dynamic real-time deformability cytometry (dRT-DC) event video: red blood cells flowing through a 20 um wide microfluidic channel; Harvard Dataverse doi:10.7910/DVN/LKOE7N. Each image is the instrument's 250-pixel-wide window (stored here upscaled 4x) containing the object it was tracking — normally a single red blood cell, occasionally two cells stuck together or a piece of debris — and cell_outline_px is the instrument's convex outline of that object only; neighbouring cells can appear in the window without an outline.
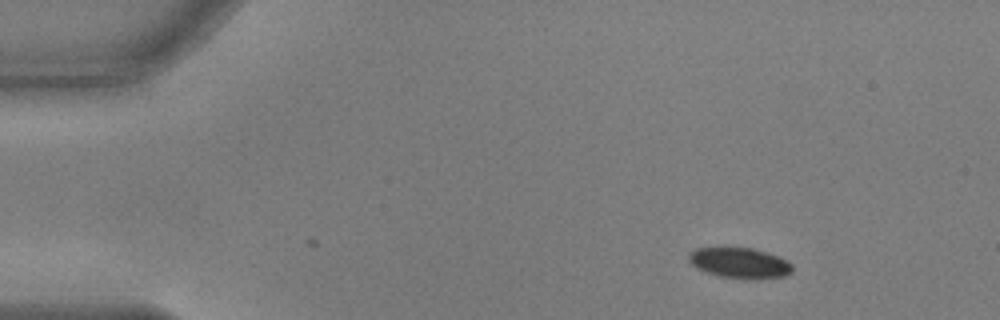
{"species": "common noctule bat (a hibernating species)", "species_latin": "Nyctalus noctula", "temperature_condition": "warm", "stored_images_in_passage": 49, "camera_frame_rate_fps": 3000, "um_per_image_px": 0.085, "animal": {"sex": "male", "body_mass_g": 17.9, "forearm_length_mm": 54.2}, "frame": {"image": 1, "passage_image": 1, "time_ms": 0.0, "image_size_px": [1000, 320], "cell_outline_px": [[792, 272], [784, 276], [720, 276], [696, 268], [688, 260], [688, 252], [696, 248], [752, 248], [768, 252], [788, 260], [792, 264]], "centroid_in_image_um": [62.84, 22.29], "position_along_channel_um": 22.2, "area_um2": 17.63}}
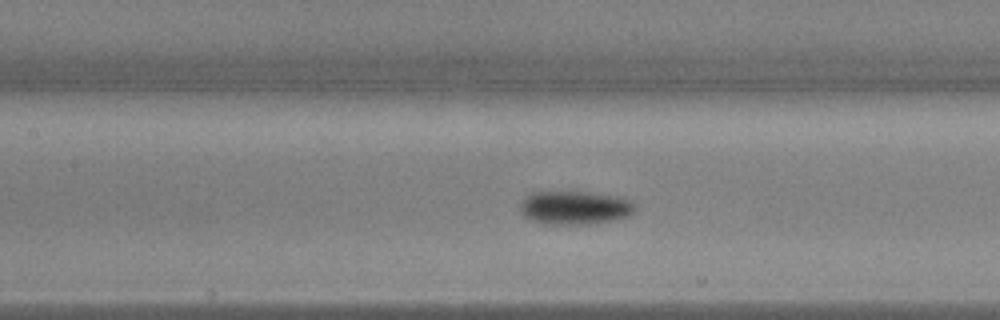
{"frame": {"image": 2, "passage_image": 19, "time_ms": 6.0, "image_size_px": [1000, 320], "cell_outline_px": [[636, 212], [628, 216], [616, 220], [588, 224], [544, 224], [528, 220], [520, 212], [520, 204], [524, 196], [532, 192], [588, 192], [620, 196], [632, 200], [636, 204]], "centroid_in_image_um": [48.88, 17.66], "position_along_channel_um": 158.5, "area_um2": 23.0}}
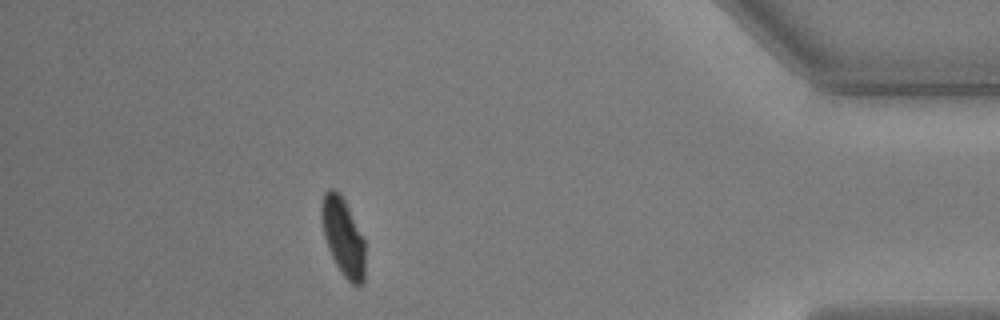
{"frame": {"image": 3, "passage_image": 43, "time_ms": 14.0, "image_size_px": [1000, 320], "cell_outline_px": [[364, 284], [352, 284], [344, 276], [336, 264], [328, 248], [324, 236], [320, 216], [320, 204], [324, 192], [328, 188], [336, 188], [344, 196], [364, 240]], "centroid_in_image_um": [29.14, 20.04], "position_along_channel_um": 406.1, "area_um2": 20.06}, "authors_computed_cell_mechanics": {"area_um2": 20.6346, "velocity_mm_per_s": 3.6653, "shape_relaxation_time_tau1_ms": 2.6928, "shape_relaxation_time_tau2_ms": null, "deformation_change_tau1": 0.1283, "deformation_change_tau2": null}}